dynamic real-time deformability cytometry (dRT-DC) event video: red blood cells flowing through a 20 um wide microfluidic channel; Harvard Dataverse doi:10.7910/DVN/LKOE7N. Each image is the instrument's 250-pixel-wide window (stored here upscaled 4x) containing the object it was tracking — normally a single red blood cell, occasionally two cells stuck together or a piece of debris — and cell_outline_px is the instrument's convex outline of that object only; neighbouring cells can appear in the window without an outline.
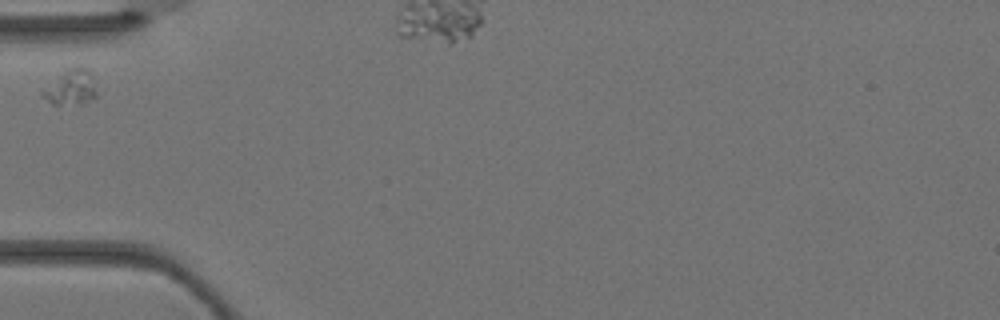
{"species": "Egyptian fruit bat (a non-hibernating species)", "species_latin": "Rousettus aegyptiacus", "temperature_condition": "warm", "stored_images_in_passage": 3, "segment_of_instrument_passage": [1, 2], "camera_frame_rate_fps": 3000, "um_per_image_px": 0.085, "animal": {"sex": "female"}, "frame": {"image": 1, "passage_image": 1, "time_ms": 0.0, "image_size_px": [1000, 320], "cell_outline_px": [[96, 96], [84, 104], [52, 104], [40, 92], [40, 88], [72, 68], [88, 68], [92, 72], [96, 92]], "centroid_in_image_um": [6.03, 7.45], "position_along_channel_um": 79.0, "area_um2": 10.92}}